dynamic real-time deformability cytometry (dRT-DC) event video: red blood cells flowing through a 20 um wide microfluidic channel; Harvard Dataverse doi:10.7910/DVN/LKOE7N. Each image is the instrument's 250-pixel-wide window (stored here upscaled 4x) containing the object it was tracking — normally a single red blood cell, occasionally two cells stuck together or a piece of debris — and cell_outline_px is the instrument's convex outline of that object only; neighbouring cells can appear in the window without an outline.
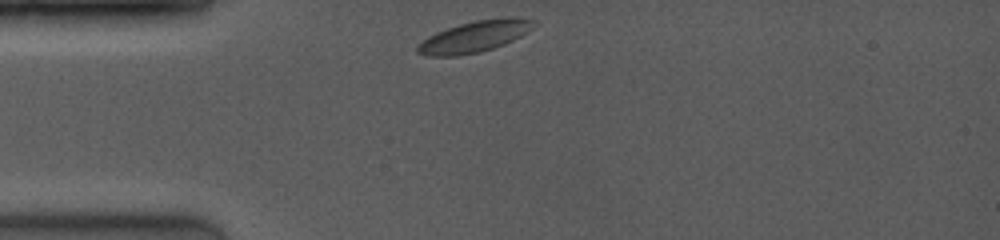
{"species": "common noctule bat (a hibernating species)", "species_latin": "Nyctalus noctula", "temperature_condition": "room temperature", "stored_images_in_passage": 25, "camera_frame_rate_fps": 4000, "um_per_image_px": 0.085, "animal": {"sex": "female", "body_mass_g": 19.0, "forearm_length_mm": 53.3}, "frame": {"image": 1, "passage_image": 1, "time_ms": 0.0, "image_size_px": [1000, 240], "cell_outline_px": [[536, 24], [528, 32], [504, 44], [480, 52], [456, 56], [424, 56], [416, 52], [416, 48], [428, 36], [436, 32], [460, 24], [476, 20], [516, 16], [536, 20]], "centroid_in_image_um": [40.36, 3.1], "position_along_channel_um": 44.6, "area_um2": 21.15}}
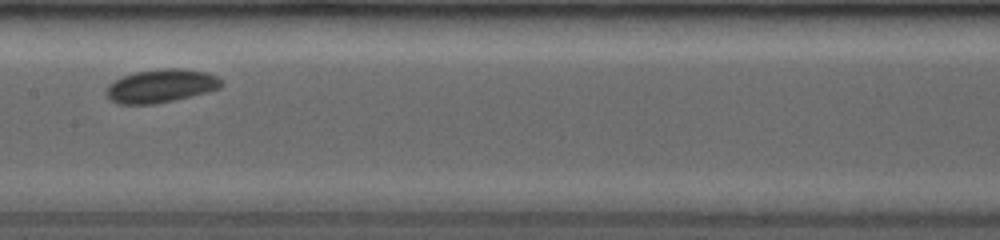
{"frame": {"image": 2, "passage_image": 11, "time_ms": 4.25, "image_size_px": [1000, 240], "cell_outline_px": [[220, 88], [172, 100], [152, 104], [120, 104], [112, 100], [104, 92], [116, 80], [124, 76], [136, 72], [172, 68], [176, 68], [204, 72], [216, 76], [220, 80]], "centroid_in_image_um": [13.66, 7.31], "position_along_channel_um": 193.7, "area_um2": 21.44}}
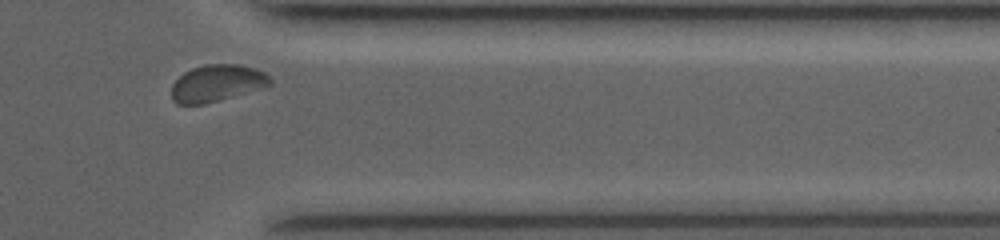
{"frame": {"image": 3, "passage_image": 23, "time_ms": 9.25, "image_size_px": [1000, 240], "cell_outline_px": [[272, 84], [220, 100], [204, 104], [176, 104], [172, 100], [172, 84], [184, 72], [192, 68], [208, 64], [240, 64], [264, 72], [272, 80]], "centroid_in_image_um": [18.41, 7.07], "position_along_channel_um": 393.0, "area_um2": 20.92}, "authors_computed_cell_mechanics": {"area_um2": 20.6346, "velocity_mm_per_s": 3.9701, "shape_relaxation_time_tau1_ms": 1.8867, "shape_relaxation_time_tau2_ms": 2.0172, "deformation_change_tau1": 0.0419, "deformation_change_tau2": 0.0336}}